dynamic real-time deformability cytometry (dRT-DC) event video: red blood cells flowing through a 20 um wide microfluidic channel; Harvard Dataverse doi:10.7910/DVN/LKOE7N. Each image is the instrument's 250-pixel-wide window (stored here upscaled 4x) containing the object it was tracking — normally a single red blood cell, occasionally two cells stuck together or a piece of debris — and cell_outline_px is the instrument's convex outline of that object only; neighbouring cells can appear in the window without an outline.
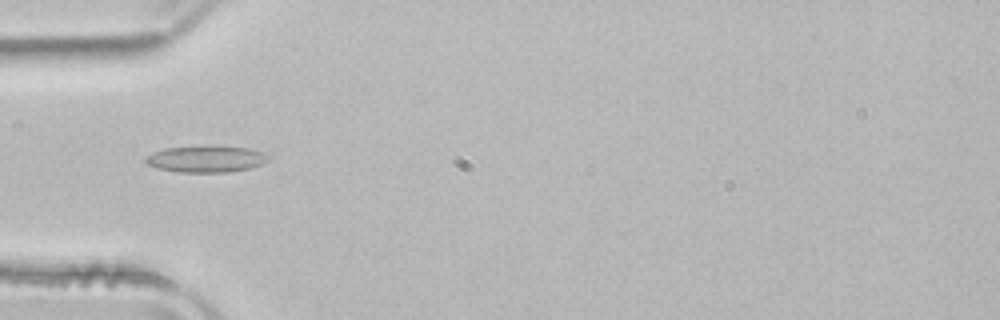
{"species": "common noctule bat (a hibernating species)", "species_latin": "Nyctalus noctula", "temperature_condition": "room temperature", "stored_images_in_passage": 45, "camera_frame_rate_fps": 3000, "um_per_image_px": 0.085, "animal": {"sex": "male", "body_mass_g": 21.5, "forearm_length_mm": 52.0}, "frame": {"image": 1, "passage_image": 10, "time_ms": 3.0, "image_size_px": [1000, 320], "cell_outline_px": [[272, 156], [264, 164], [248, 168], [228, 172], [180, 172], [156, 168], [148, 164], [144, 160], [144, 156], [152, 152], [164, 148], [196, 144], [212, 144], [248, 148]], "centroid_in_image_um": [17.48, 13.47], "position_along_channel_um": 67.5, "area_um2": 19.77}}
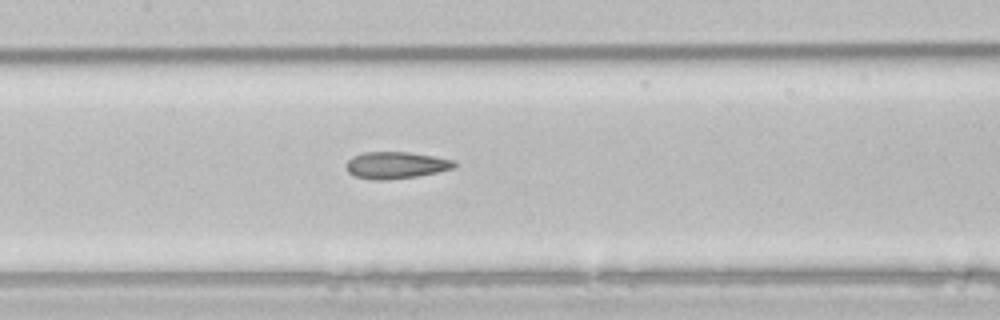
{"frame": {"image": 2, "passage_image": 18, "time_ms": 5.667, "image_size_px": [1000, 320], "cell_outline_px": [[456, 168], [416, 176], [388, 180], [372, 180], [356, 176], [348, 172], [348, 160], [352, 156], [364, 152], [408, 152], [456, 160]], "centroid_in_image_um": [33.68, 14.04], "position_along_channel_um": 173.7, "area_um2": 16.82}}
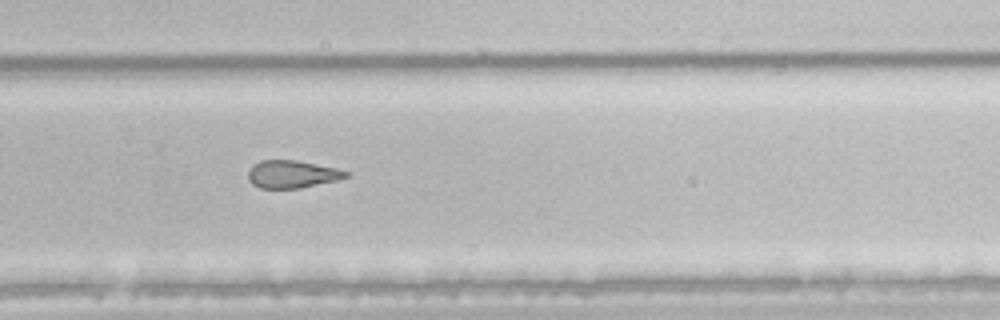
{"frame": {"image": 3, "passage_image": 28, "time_ms": 9.0, "image_size_px": [1000, 320], "cell_outline_px": [[352, 176], [336, 180], [300, 188], [260, 188], [252, 184], [248, 180], [248, 172], [260, 160], [296, 160], [336, 168], [352, 172]], "centroid_in_image_um": [24.88, 14.81], "position_along_channel_um": 304.9, "area_um2": 15.72}, "authors_computed_cell_mechanics": {"area_um2": 17.918, "velocity_mm_per_s": 3.9594, "shape_relaxation_time_tau1_ms": 9.4509, "shape_relaxation_time_tau2_ms": 3.0525, "deformation_change_tau1": 0.1784, "deformation_change_tau2": 0.119}}